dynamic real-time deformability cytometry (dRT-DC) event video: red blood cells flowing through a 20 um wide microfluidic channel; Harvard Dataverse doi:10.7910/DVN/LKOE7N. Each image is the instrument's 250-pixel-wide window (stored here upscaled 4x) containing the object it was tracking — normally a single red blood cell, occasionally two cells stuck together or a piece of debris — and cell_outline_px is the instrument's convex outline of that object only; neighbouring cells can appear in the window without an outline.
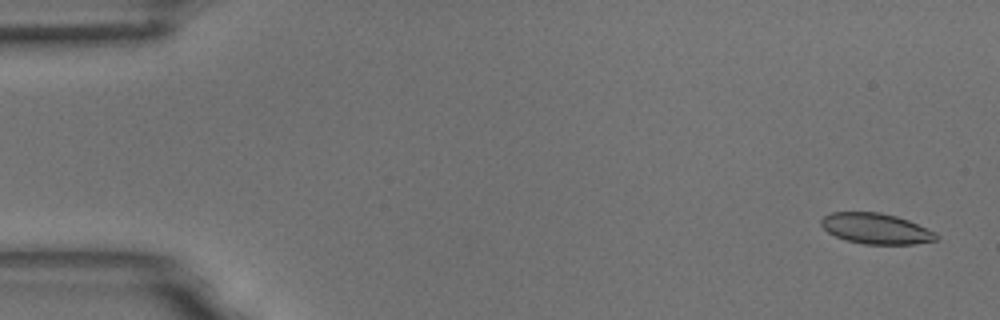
{"species": "common noctule bat (a hibernating species)", "species_latin": "Nyctalus noctula", "temperature_condition": "room temperature", "stored_images_in_passage": 6, "camera_frame_rate_fps": 3000, "um_per_image_px": 0.085, "animal": {"sex": "male", "body_mass_g": 18.8}, "frame": {"image": 1, "passage_image": 1, "time_ms": 0.0, "image_size_px": [1000, 320], "cell_outline_px": [[940, 236], [936, 240], [916, 244], [864, 244], [848, 240], [836, 236], [828, 232], [820, 224], [820, 220], [824, 216], [832, 212], [880, 212], [896, 216], [908, 220], [936, 232]], "centroid_in_image_um": [74.48, 19.43], "position_along_channel_um": 10.5, "area_um2": 20.52}}
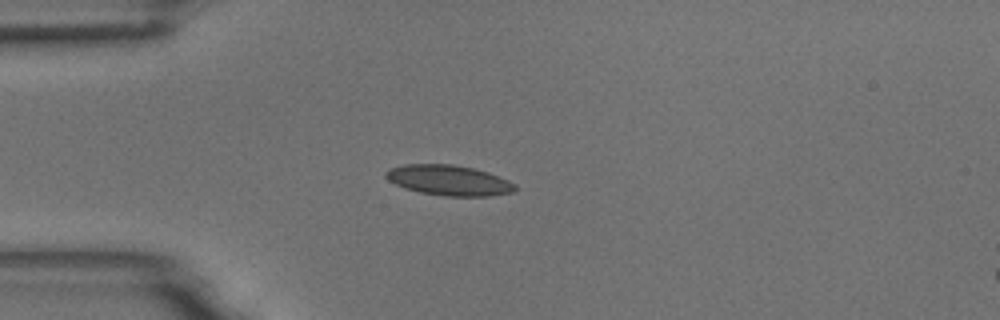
{"frame": {"image": 2, "passage_image": 5, "time_ms": 1.333, "image_size_px": [1000, 320], "cell_outline_px": [[516, 188], [512, 192], [488, 196], [444, 196], [420, 192], [404, 188], [388, 180], [384, 176], [384, 172], [388, 168], [404, 164], [452, 164], [472, 168], [488, 172], [508, 180], [516, 184]], "centroid_in_image_um": [38.11, 15.32], "position_along_channel_um": 46.9, "area_um2": 22.89}}
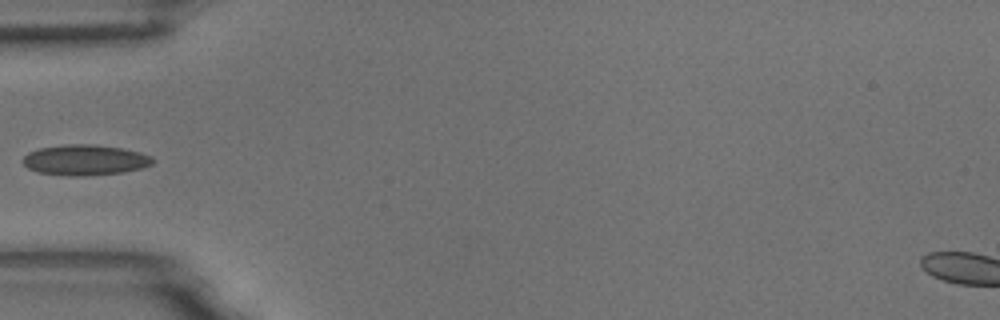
{"frame": {"image": 3, "passage_image": 6, "time_ms": 1.667, "image_size_px": [1000, 320], "cell_outline_px": [[156, 160], [152, 164], [140, 168], [124, 172], [84, 176], [68, 176], [40, 172], [28, 168], [20, 160], [28, 152], [40, 148], [68, 144], [96, 144], [120, 148], [140, 152], [152, 156]], "centroid_in_image_um": [7.23, 13.6], "position_along_channel_um": 77.8, "area_um2": 23.18}}